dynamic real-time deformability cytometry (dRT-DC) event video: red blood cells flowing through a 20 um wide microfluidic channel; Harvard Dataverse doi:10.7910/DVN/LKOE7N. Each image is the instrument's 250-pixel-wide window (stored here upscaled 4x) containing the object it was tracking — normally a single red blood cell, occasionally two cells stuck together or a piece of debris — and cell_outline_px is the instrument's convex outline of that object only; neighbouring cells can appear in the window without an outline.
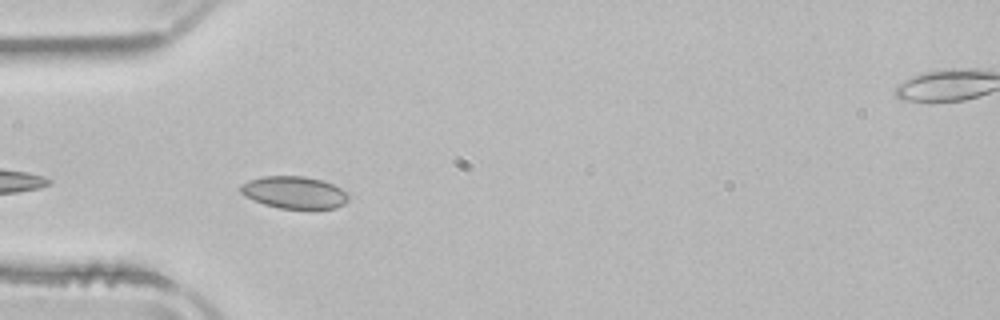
{"species": "common noctule bat (a hibernating species)", "species_latin": "Nyctalus noctula", "temperature_condition": "room temperature", "stored_images_in_passage": 7, "camera_frame_rate_fps": 3000, "um_per_image_px": 0.085, "animal": {"sex": "male", "body_mass_g": 21.5, "forearm_length_mm": 52.0}, "frame": {"image": 1, "passage_image": 3, "time_ms": 0.667, "image_size_px": [1000, 320], "cell_outline_px": [[348, 200], [344, 204], [336, 208], [280, 208], [264, 204], [244, 196], [240, 192], [240, 184], [248, 180], [264, 176], [304, 176], [324, 180], [340, 188], [348, 196]], "centroid_in_image_um": [24.98, 16.34], "position_along_channel_um": 60.0, "area_um2": 20.17}}